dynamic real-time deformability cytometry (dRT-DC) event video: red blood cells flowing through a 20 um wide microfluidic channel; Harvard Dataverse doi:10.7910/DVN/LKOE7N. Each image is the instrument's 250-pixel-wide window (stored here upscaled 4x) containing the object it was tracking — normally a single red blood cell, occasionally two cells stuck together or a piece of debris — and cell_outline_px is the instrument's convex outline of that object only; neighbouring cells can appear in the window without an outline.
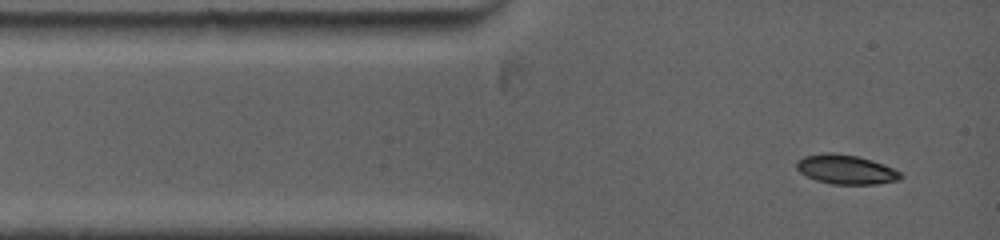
{"species": "common noctule bat (a hibernating species)", "species_latin": "Nyctalus noctula", "temperature_condition": "warm", "stored_images_in_passage": 6, "camera_frame_rate_fps": 5000, "um_per_image_px": 0.085, "animal": {"sex": "female", "body_mass_g": 19.0, "forearm_length_mm": 53.3}, "frame": {"image": 1, "passage_image": 1, "time_ms": 0.0, "image_size_px": [1000, 240], "cell_outline_px": [[904, 176], [900, 180], [876, 184], [832, 184], [816, 180], [800, 172], [796, 168], [796, 160], [804, 156], [824, 152], [832, 152], [856, 156], [872, 160], [884, 164], [900, 172]], "centroid_in_image_um": [71.9, 14.4], "position_along_channel_um": 13.1, "area_um2": 17.86}}
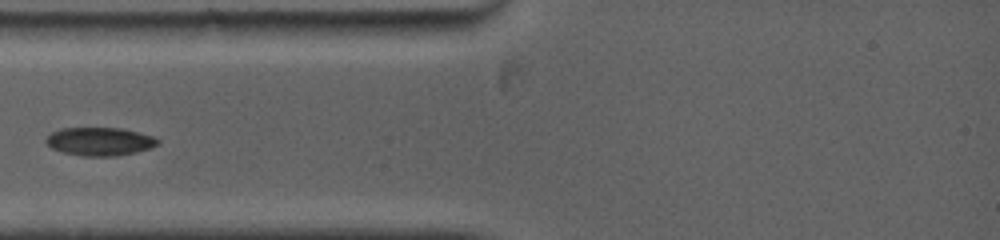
{"frame": {"image": 2, "passage_image": 4, "time_ms": 2.4, "image_size_px": [1000, 240], "cell_outline_px": [[160, 144], [152, 148], [136, 152], [116, 156], [80, 156], [64, 152], [52, 148], [44, 140], [52, 132], [60, 128], [124, 128], [152, 136], [160, 140]], "centroid_in_image_um": [8.51, 12.02], "position_along_channel_um": 76.5, "area_um2": 18.5}}
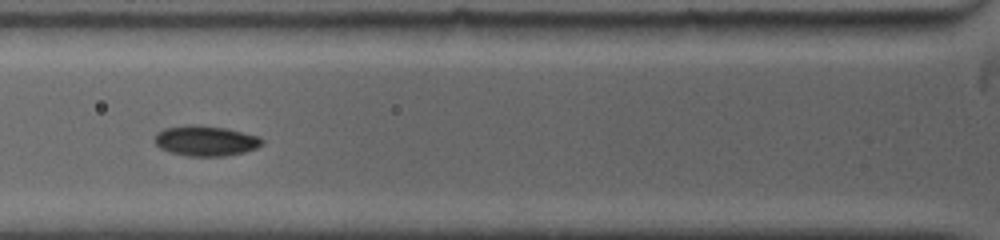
{"frame": {"image": 3, "passage_image": 5, "time_ms": 3.2, "image_size_px": [1000, 240], "cell_outline_px": [[264, 144], [256, 148], [244, 152], [224, 156], [188, 156], [172, 152], [160, 148], [152, 140], [156, 132], [164, 128], [188, 124], [200, 124], [228, 128], [260, 136], [264, 140]], "centroid_in_image_um": [17.48, 11.94], "position_along_channel_um": 108.3, "area_um2": 19.36}}